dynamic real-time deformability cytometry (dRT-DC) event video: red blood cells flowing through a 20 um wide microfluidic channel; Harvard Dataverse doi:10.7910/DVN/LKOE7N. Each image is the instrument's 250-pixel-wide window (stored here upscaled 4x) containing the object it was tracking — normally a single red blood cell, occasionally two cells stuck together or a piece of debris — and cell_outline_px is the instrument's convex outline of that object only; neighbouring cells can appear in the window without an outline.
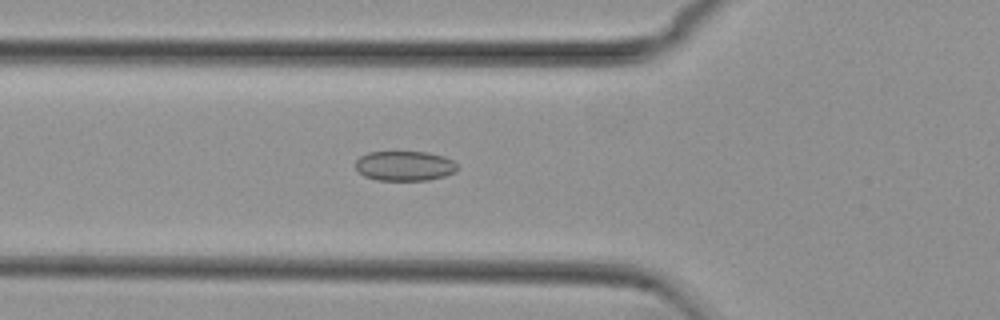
{"species": "common noctule bat (a hibernating species)", "species_latin": "Nyctalus noctula", "temperature_condition": "cold", "stored_images_in_passage": 54, "camera_frame_rate_fps": 3000, "um_per_image_px": 0.085, "animal": {"sex": "female", "body_mass_g": 29.2, "forearm_length_mm": 56.3}, "frame": {"image": 1, "passage_image": 19, "time_ms": 6.0, "image_size_px": [1000, 320], "cell_outline_px": [[456, 172], [444, 176], [428, 180], [376, 180], [364, 176], [356, 168], [356, 160], [360, 156], [368, 152], [428, 152], [444, 156], [452, 160], [456, 164]], "centroid_in_image_um": [34.39, 14.1], "position_along_channel_um": 91.4, "area_um2": 17.69}}
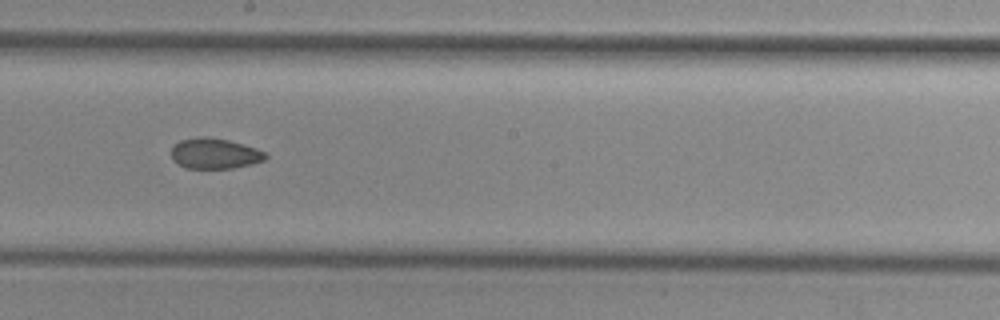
{"frame": {"image": 2, "passage_image": 30, "time_ms": 9.667, "image_size_px": [1000, 320], "cell_outline_px": [[268, 156], [264, 160], [252, 164], [232, 168], [184, 168], [172, 160], [172, 148], [180, 140], [200, 136], [208, 136], [228, 140], [244, 144], [256, 148], [264, 152]], "centroid_in_image_um": [18.24, 13.04], "position_along_channel_um": 230.0, "area_um2": 16.82}}
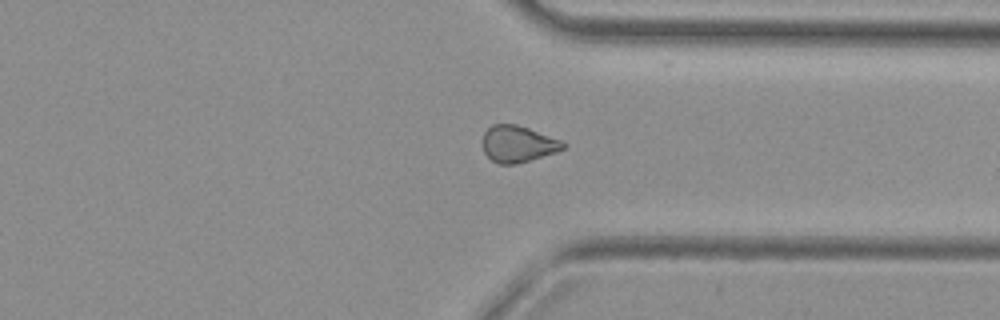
{"frame": {"image": 3, "passage_image": 41, "time_ms": 13.333, "image_size_px": [1000, 320], "cell_outline_px": [[568, 144], [564, 148], [556, 152], [516, 164], [500, 164], [492, 160], [484, 152], [480, 144], [484, 132], [492, 124], [516, 124], [528, 128], [560, 140]], "centroid_in_image_um": [43.98, 12.23], "position_along_channel_um": 367.4, "area_um2": 17.17}, "authors_computed_cell_mechanics": {"area_um2": 18.0914, "velocity_mm_per_s": 3.7686, "shape_relaxation_time_tau1_ms": 8.0029, "shape_relaxation_time_tau2_ms": 4.7225, "deformation_change_tau1": 0.0891, "deformation_change_tau2": 0.0787}}